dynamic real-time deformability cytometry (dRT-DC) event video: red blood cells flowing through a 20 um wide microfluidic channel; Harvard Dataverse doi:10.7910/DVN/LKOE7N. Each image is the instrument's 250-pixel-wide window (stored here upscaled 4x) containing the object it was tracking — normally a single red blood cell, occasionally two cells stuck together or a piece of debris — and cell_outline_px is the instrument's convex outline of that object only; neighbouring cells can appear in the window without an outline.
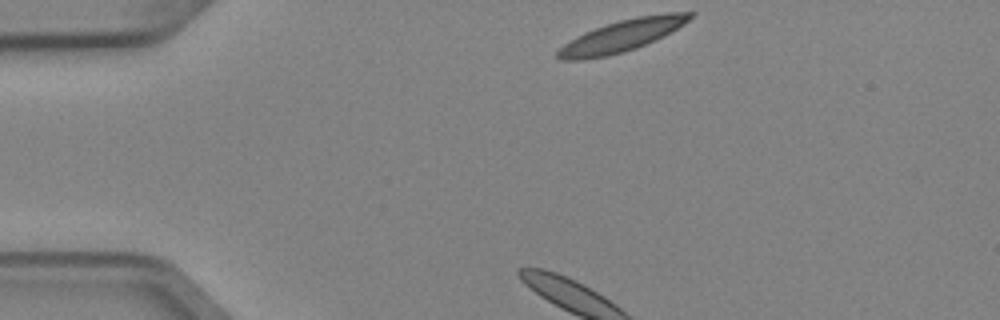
{"species": "Egyptian fruit bat (a non-hibernating species)", "species_latin": "Rousettus aegyptiacus", "temperature_condition": "cold", "stored_images_in_passage": 2, "camera_frame_rate_fps": 3000, "um_per_image_px": 0.085, "animal": {"sex": "female"}, "frame": {"image": 1, "passage_image": 1, "time_ms": 0.0, "image_size_px": [1000, 320], "cell_outline_px": [[696, 12], [684, 24], [672, 32], [656, 40], [636, 48], [624, 52], [608, 56], [584, 60], [560, 60], [556, 56], [556, 52], [564, 44], [576, 36], [584, 32], [620, 20], [636, 16], [668, 12]], "centroid_in_image_um": [52.87, 3.05], "position_along_channel_um": 32.1, "area_um2": 24.51}}